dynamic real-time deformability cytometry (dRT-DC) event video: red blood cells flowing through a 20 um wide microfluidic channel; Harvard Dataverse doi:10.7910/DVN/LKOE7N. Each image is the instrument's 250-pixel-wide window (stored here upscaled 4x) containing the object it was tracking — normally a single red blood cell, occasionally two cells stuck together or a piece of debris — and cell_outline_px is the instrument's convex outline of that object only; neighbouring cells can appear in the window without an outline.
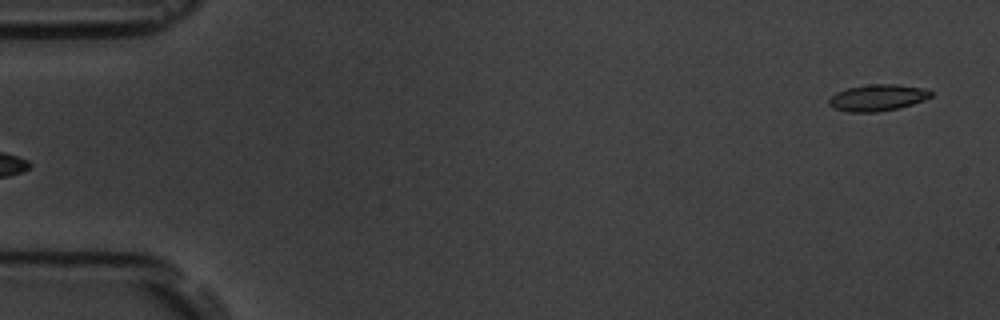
{"species": "common noctule bat (a hibernating species)", "species_latin": "Nyctalus noctula", "temperature_condition": "room temperature", "stored_images_in_passage": 6, "camera_frame_rate_fps": 3000, "um_per_image_px": 0.085, "animal": {"sex": "male", "body_mass_g": 19.5, "forearm_length_mm": 54.6}, "frame": {"image": 1, "passage_image": 6, "time_ms": 6.667, "image_size_px": [1000, 320], "cell_outline_px": [[932, 96], [924, 100], [900, 108], [876, 112], [848, 112], [832, 108], [828, 104], [828, 100], [836, 92], [848, 88], [868, 84], [896, 84], [924, 88], [932, 92]], "centroid_in_image_um": [74.58, 8.31], "position_along_channel_um": 10.4, "area_um2": 15.84}}